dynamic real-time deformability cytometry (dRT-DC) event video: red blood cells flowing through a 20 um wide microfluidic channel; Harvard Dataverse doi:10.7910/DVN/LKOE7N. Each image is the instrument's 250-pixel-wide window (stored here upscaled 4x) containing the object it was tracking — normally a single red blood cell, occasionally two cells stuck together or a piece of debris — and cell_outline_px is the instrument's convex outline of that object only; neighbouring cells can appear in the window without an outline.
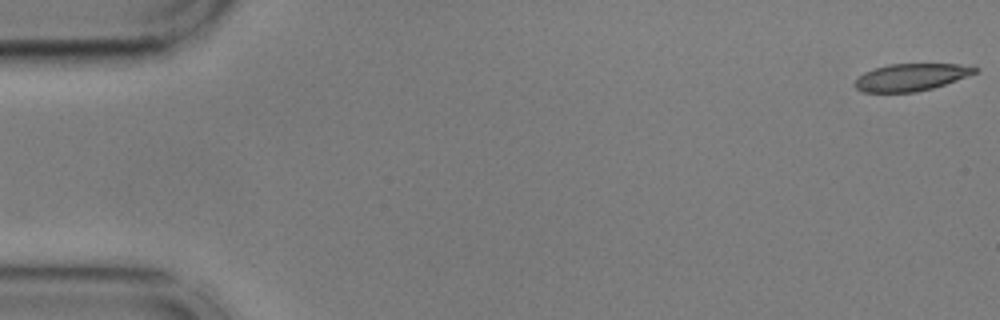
{"species": "common noctule bat (a hibernating species)", "species_latin": "Nyctalus noctula", "temperature_condition": "cold", "stored_images_in_passage": 15, "camera_frame_rate_fps": 3000, "um_per_image_px": 0.085, "animal": {"sex": "male", "body_mass_g": 17.9, "forearm_length_mm": 54.2}, "frame": {"image": 1, "passage_image": 1, "time_ms": 0.0, "image_size_px": [1000, 320], "cell_outline_px": [[976, 72], [944, 84], [932, 88], [912, 92], [864, 92], [856, 88], [856, 80], [860, 76], [876, 68], [892, 64], [956, 64], [976, 68]], "centroid_in_image_um": [77.41, 6.57], "position_along_channel_um": 7.6, "area_um2": 18.26}}